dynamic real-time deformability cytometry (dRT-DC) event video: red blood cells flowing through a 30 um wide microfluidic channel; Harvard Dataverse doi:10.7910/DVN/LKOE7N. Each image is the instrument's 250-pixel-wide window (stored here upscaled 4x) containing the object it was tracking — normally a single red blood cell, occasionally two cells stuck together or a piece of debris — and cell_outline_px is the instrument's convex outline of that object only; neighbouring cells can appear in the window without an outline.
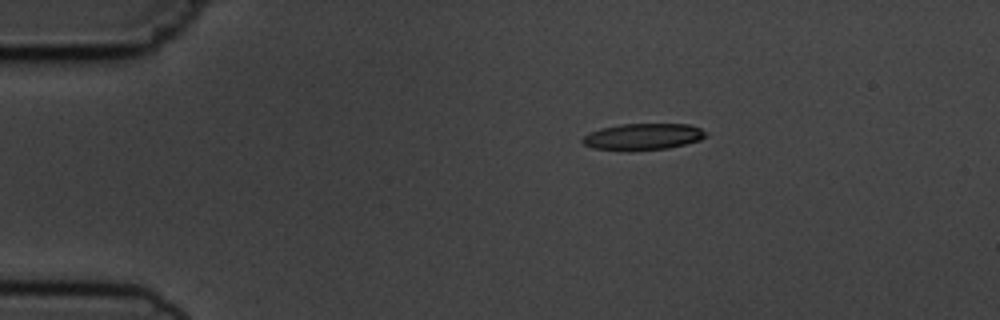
{"species": "common noctule bat (a hibernating species)", "species_latin": "Nyctalus noctula", "temperature_condition": "cold", "stored_images_in_passage": 2, "camera_frame_rate_fps": 3000, "um_per_image_px": 0.085, "animal": {"sex": "male", "body_mass_g": 19.5, "forearm_length_mm": 54.6}, "frame": {"image": 1, "passage_image": 1, "time_ms": 0.0, "image_size_px": [1000, 320], "cell_outline_px": [[708, 132], [700, 140], [668, 148], [628, 152], [592, 148], [584, 144], [580, 140], [588, 132], [600, 128], [620, 124], [688, 124], [700, 128]], "centroid_in_image_um": [54.59, 11.63], "position_along_channel_um": 30.4, "area_um2": 19.36}}